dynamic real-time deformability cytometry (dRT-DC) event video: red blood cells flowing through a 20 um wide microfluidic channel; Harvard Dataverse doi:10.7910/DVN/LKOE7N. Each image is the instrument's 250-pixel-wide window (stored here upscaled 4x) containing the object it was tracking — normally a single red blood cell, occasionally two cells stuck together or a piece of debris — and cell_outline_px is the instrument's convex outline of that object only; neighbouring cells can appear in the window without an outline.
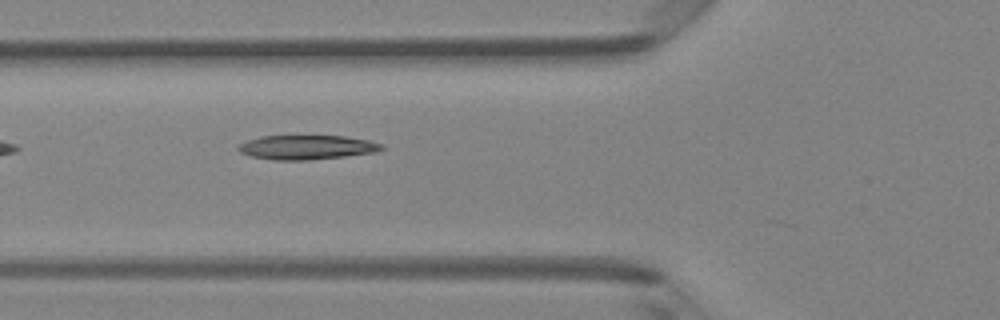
{"species": "Egyptian fruit bat (a non-hibernating species)", "species_latin": "Rousettus aegyptiacus", "temperature_condition": "room temperature", "stored_images_in_passage": 5, "camera_frame_rate_fps": 3000, "um_per_image_px": 0.085, "animal": {"sex": "female"}, "frame": {"image": 1, "passage_image": 5, "time_ms": 1.333, "image_size_px": [1000, 320], "cell_outline_px": [[384, 148], [376, 152], [344, 156], [308, 160], [272, 160], [252, 156], [240, 152], [236, 148], [240, 144], [248, 140], [260, 136], [344, 136], [368, 140], [384, 144]], "centroid_in_image_um": [26.08, 12.52], "position_along_channel_um": 99.7, "area_um2": 20.23}}